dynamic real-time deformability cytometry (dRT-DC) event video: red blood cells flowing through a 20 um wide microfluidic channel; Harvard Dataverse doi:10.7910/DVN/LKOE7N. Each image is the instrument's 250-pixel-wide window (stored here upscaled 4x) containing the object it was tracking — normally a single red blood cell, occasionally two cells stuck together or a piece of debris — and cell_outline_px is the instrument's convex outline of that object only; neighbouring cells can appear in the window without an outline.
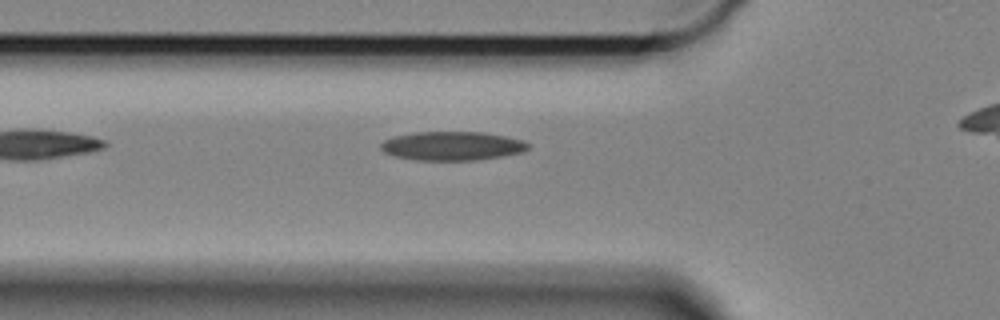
{"species": "Egyptian fruit bat (a non-hibernating species)", "species_latin": "Rousettus aegyptiacus", "temperature_condition": "cold", "stored_images_in_passage": 34, "camera_frame_rate_fps": 3000, "um_per_image_px": 0.085, "animal": {"sex": "female"}, "frame": {"image": 1, "passage_image": 2, "time_ms": 0.333, "image_size_px": [1000, 320], "cell_outline_px": [[528, 148], [520, 152], [500, 156], [476, 160], [416, 160], [396, 156], [384, 152], [380, 148], [380, 144], [384, 140], [396, 136], [416, 132], [484, 132], [524, 140], [528, 144]], "centroid_in_image_um": [38.41, 12.4], "position_along_channel_um": 87.4, "area_um2": 24.51}}
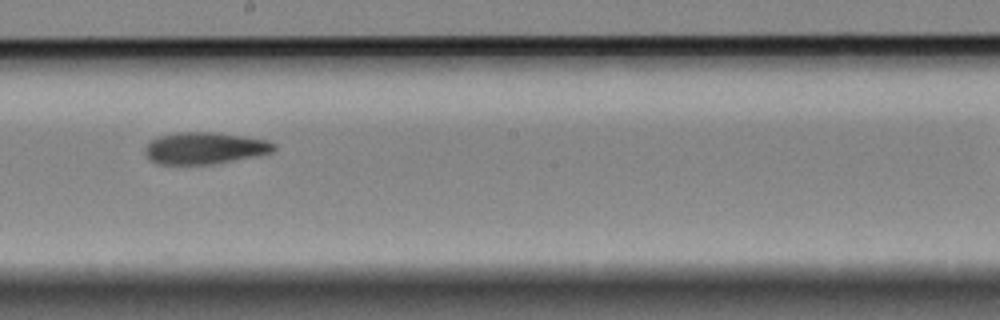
{"frame": {"image": 2, "passage_image": 15, "time_ms": 4.667, "image_size_px": [1000, 320], "cell_outline_px": [[276, 148], [272, 152], [212, 164], [156, 164], [148, 160], [144, 152], [144, 148], [156, 136], [176, 132], [216, 132], [244, 136], [268, 140], [276, 144]], "centroid_in_image_um": [17.35, 12.58], "position_along_channel_um": 230.9, "area_um2": 23.99}}
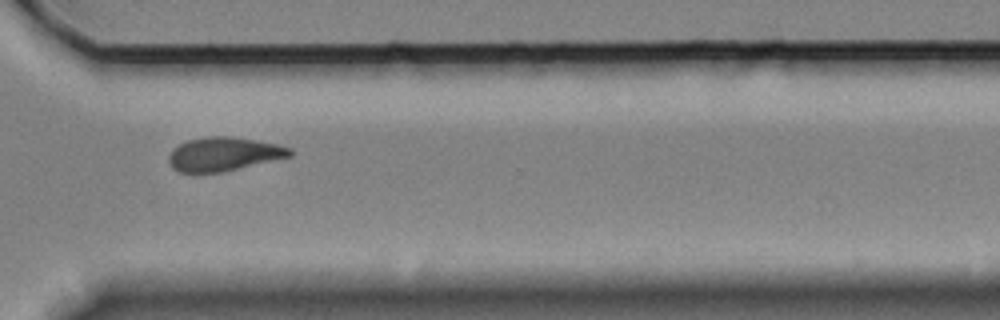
{"frame": {"image": 3, "passage_image": 26, "time_ms": 8.333, "image_size_px": [1000, 320], "cell_outline_px": [[292, 156], [220, 172], [180, 172], [172, 168], [168, 160], [168, 156], [172, 148], [188, 140], [208, 136], [228, 136], [256, 140], [280, 144], [292, 148]], "centroid_in_image_um": [19.02, 13.08], "position_along_channel_um": 351.6, "area_um2": 23.76}}